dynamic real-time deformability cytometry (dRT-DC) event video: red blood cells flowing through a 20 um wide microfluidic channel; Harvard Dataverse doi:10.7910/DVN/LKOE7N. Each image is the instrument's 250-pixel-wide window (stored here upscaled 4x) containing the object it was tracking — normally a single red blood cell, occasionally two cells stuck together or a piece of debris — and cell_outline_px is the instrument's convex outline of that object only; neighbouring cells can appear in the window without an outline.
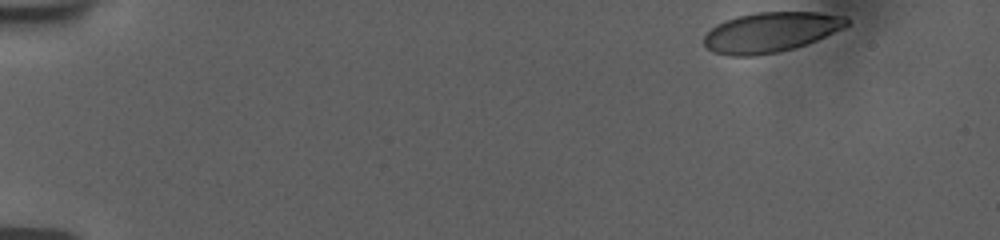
{"species": "human", "species_latin": "Homo sapiens", "temperature_condition": "room temperature", "stored_images_in_passage": 51, "camera_frame_rate_fps": 3000, "um_per_image_px": 0.085, "donor": {"sex": "female"}, "frame": {"image": 1, "passage_image": 1, "time_ms": 0.0, "image_size_px": [1000, 240], "cell_outline_px": [[848, 24], [844, 28], [816, 40], [792, 48], [776, 52], [752, 56], [732, 56], [712, 52], [704, 44], [704, 36], [716, 24], [724, 20], [736, 16], [756, 12], [816, 12], [848, 16]], "centroid_in_image_um": [65.5, 2.72], "position_along_channel_um": 19.5, "area_um2": 33.18}}
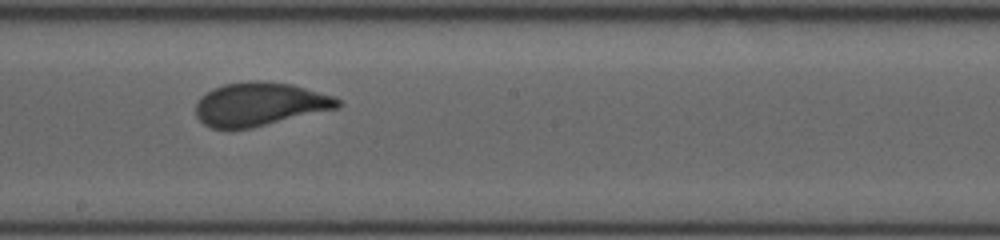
{"frame": {"image": 2, "passage_image": 28, "time_ms": 9.0, "image_size_px": [1000, 240], "cell_outline_px": [[344, 104], [340, 108], [252, 128], [212, 128], [204, 124], [196, 116], [196, 104], [200, 96], [212, 88], [224, 84], [248, 80], [256, 80], [292, 84], [336, 96]], "centroid_in_image_um": [22.12, 8.84], "position_along_channel_um": 226.1, "area_um2": 36.41}}
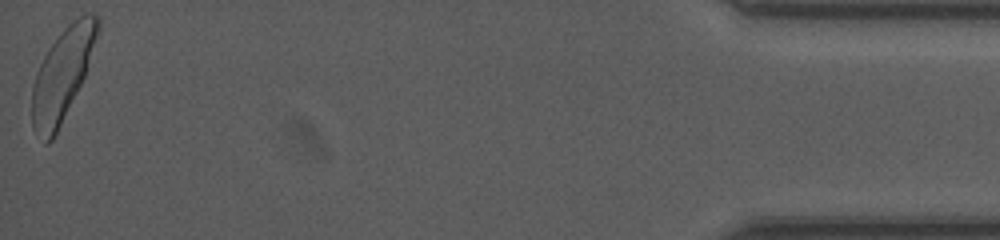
{"frame": {"image": 3, "passage_image": 51, "time_ms": 16.667, "image_size_px": [1000, 240], "cell_outline_px": [[100, 28], [84, 76], [52, 140], [48, 144], [44, 144], [32, 128], [32, 84], [36, 72], [48, 48], [64, 28], [72, 20], [84, 12], [92, 12], [100, 16]], "centroid_in_image_um": [5.29, 6.28], "position_along_channel_um": 429.9, "area_um2": 34.91}, "authors_computed_cell_mechanics": {"area_um2": 35.4892, "velocity_mm_per_s": 3.727, "shape_relaxation_time_tau1_ms": 6.4032, "shape_relaxation_time_tau2_ms": null, "deformation_change_tau1": 0.1742, "deformation_change_tau2": null}}